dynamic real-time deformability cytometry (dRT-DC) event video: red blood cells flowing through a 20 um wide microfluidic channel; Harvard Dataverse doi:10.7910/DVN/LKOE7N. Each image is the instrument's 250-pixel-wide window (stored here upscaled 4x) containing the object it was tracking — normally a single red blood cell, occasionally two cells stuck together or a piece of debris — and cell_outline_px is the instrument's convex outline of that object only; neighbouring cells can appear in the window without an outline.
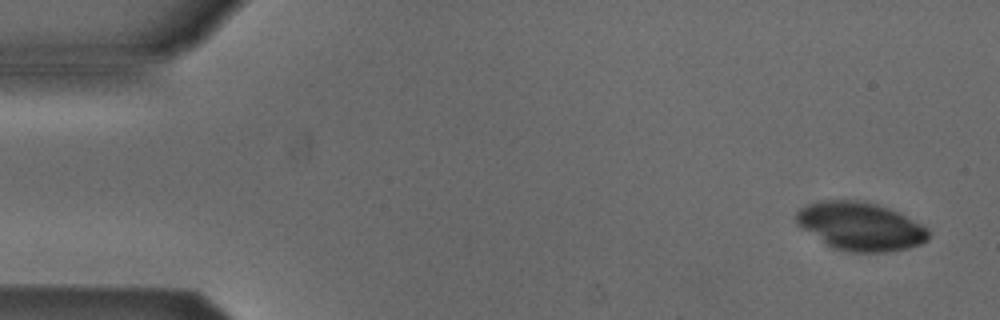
{"species": "Egyptian fruit bat (a non-hibernating species)", "species_latin": "Rousettus aegyptiacus", "temperature_condition": "cold", "stored_images_in_passage": 5, "camera_frame_rate_fps": 3000, "um_per_image_px": 0.085, "animal": {"sex": "male"}, "frame": {"image": 1, "passage_image": 1, "time_ms": 0.0, "image_size_px": [1000, 320], "cell_outline_px": [[928, 240], [920, 244], [908, 248], [892, 252], [848, 252], [832, 248], [800, 228], [796, 224], [796, 212], [800, 208], [808, 204], [820, 200], [856, 200], [876, 204], [888, 208], [924, 224], [928, 228]], "centroid_in_image_um": [73.12, 19.25], "position_along_channel_um": 11.9, "area_um2": 37.51}}